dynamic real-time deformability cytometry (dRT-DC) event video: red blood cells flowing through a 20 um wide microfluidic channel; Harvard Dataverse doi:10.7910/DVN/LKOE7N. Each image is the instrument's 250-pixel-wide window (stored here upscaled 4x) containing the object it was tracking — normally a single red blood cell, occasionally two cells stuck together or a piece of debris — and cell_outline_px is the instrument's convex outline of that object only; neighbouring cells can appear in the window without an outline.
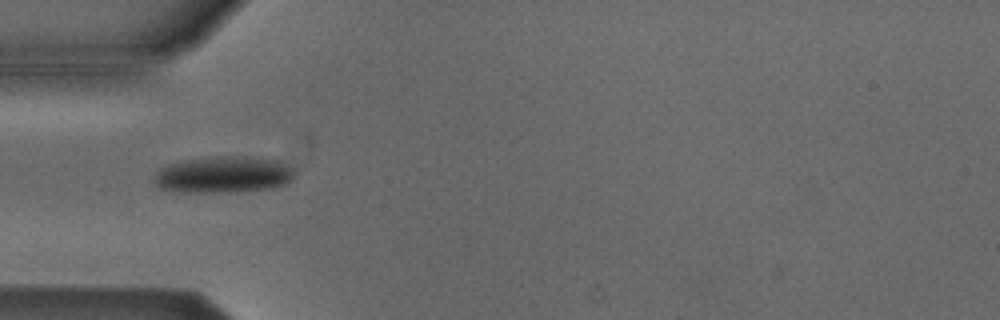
{"species": "Egyptian fruit bat (a non-hibernating species)", "species_latin": "Rousettus aegyptiacus", "temperature_condition": "cold", "stored_images_in_passage": 2, "camera_frame_rate_fps": 3000, "um_per_image_px": 0.085, "animal": {"sex": "male"}, "frame": {"image": 1, "passage_image": 1, "time_ms": 0.0, "image_size_px": [1000, 320], "cell_outline_px": [[296, 172], [292, 180], [284, 184], [272, 188], [228, 192], [172, 192], [160, 188], [152, 184], [152, 176], [160, 168], [168, 164], [188, 160], [216, 156], [244, 156], [280, 160], [288, 164]], "centroid_in_image_um": [18.97, 14.85], "position_along_channel_um": 66.0, "area_um2": 30.4}}
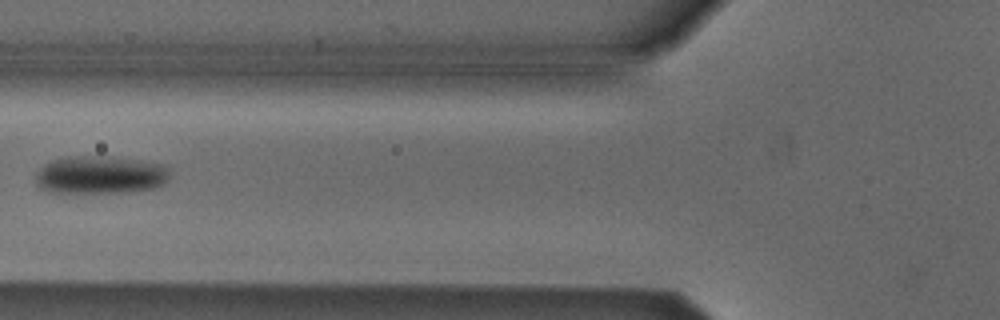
{"frame": {"image": 2, "passage_image": 2, "time_ms": 1.333, "image_size_px": [1000, 320], "cell_outline_px": [[172, 176], [164, 184], [156, 188], [128, 192], [48, 192], [40, 188], [36, 184], [36, 172], [44, 164], [52, 160], [68, 156], [100, 156], [140, 160], [164, 164], [168, 168]], "centroid_in_image_um": [8.55, 14.86], "position_along_channel_um": 117.2, "area_um2": 30.0}}